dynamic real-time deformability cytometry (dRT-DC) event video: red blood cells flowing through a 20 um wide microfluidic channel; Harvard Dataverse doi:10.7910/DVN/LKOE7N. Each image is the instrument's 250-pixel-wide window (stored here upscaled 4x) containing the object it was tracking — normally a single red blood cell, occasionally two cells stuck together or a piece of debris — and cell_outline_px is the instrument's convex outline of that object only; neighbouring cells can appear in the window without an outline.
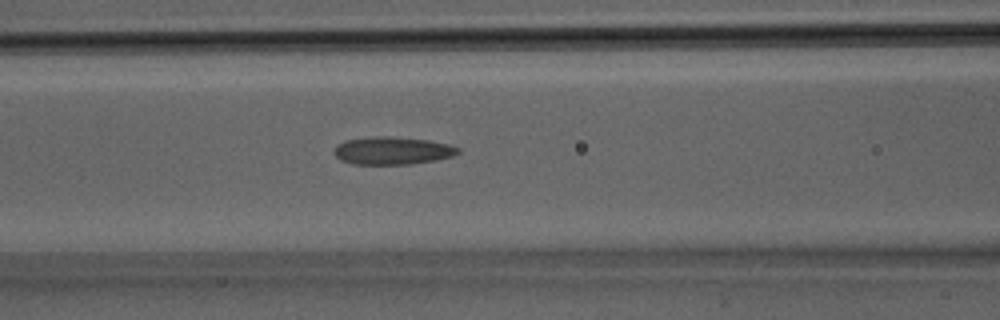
{"species": "Egyptian fruit bat (a non-hibernating species)", "species_latin": "Rousettus aegyptiacus", "temperature_condition": "room temperature", "stored_images_in_passage": 11, "camera_frame_rate_fps": 3000, "um_per_image_px": 0.085, "animal": {"sex": "male"}, "frame": {"image": 1, "passage_image": 7, "time_ms": 2.0, "image_size_px": [1000, 320], "cell_outline_px": [[460, 152], [452, 156], [436, 160], [412, 164], [352, 164], [340, 160], [332, 152], [336, 144], [344, 140], [376, 136], [388, 136], [428, 140], [448, 144], [460, 148]], "centroid_in_image_um": [33.32, 12.81], "position_along_channel_um": 133.3, "area_um2": 20.17}}